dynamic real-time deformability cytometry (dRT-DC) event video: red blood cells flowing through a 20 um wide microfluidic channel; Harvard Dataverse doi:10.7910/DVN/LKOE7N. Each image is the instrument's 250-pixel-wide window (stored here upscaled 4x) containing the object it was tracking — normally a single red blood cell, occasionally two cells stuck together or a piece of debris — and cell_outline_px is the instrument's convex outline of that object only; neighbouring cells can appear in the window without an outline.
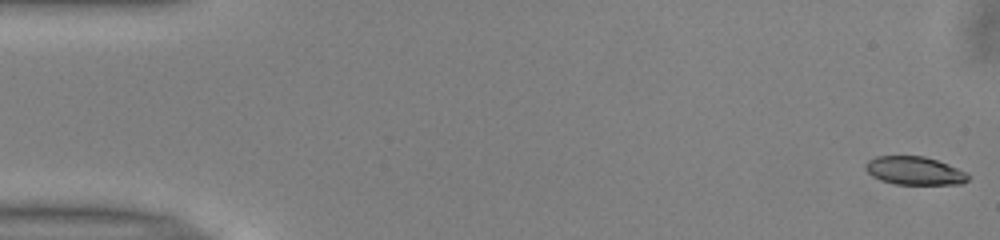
{"species": "common noctule bat (a hibernating species)", "species_latin": "Nyctalus noctula", "temperature_condition": "warm", "stored_images_in_passage": 51, "camera_frame_rate_fps": 3000, "um_per_image_px": 0.085, "animal": {"sex": "male", "body_mass_g": 13.0, "forearm_length_mm": 53.1}, "frame": {"image": 1, "passage_image": 1, "time_ms": 0.0, "image_size_px": [1000, 240], "cell_outline_px": [[968, 180], [960, 184], [896, 184], [880, 180], [872, 176], [864, 168], [868, 160], [876, 156], [924, 156], [948, 164], [968, 172]], "centroid_in_image_um": [77.73, 14.51], "position_along_channel_um": 7.3, "area_um2": 16.88}}
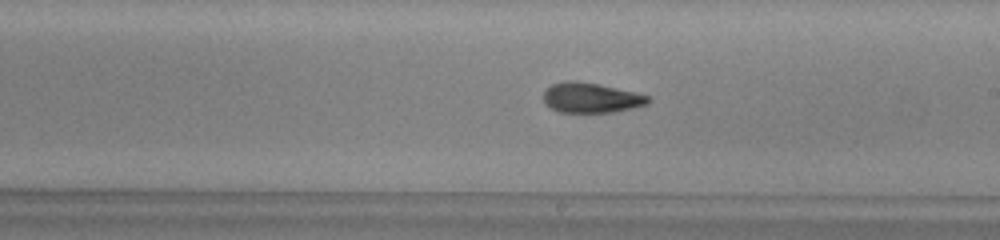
{"frame": {"image": 2, "passage_image": 29, "time_ms": 9.333, "image_size_px": [1000, 240], "cell_outline_px": [[652, 100], [648, 104], [632, 108], [612, 112], [560, 112], [552, 108], [544, 100], [544, 92], [552, 84], [564, 80], [576, 80], [600, 84], [648, 96]], "centroid_in_image_um": [50.24, 8.3], "position_along_channel_um": 238.8, "area_um2": 18.15}}
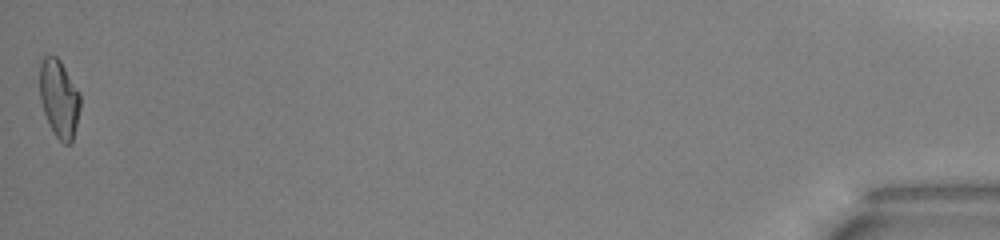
{"frame": {"image": 3, "passage_image": 51, "time_ms": 16.667, "image_size_px": [1000, 240], "cell_outline_px": [[80, 108], [72, 144], [64, 144], [52, 132], [48, 124], [40, 100], [40, 64], [44, 56], [56, 56], [60, 60], [80, 92]], "centroid_in_image_um": [5.03, 8.4], "position_along_channel_um": 430.2, "area_um2": 18.5}, "authors_computed_cell_mechanics": {"area_um2": 18.3804, "velocity_mm_per_s": 4.0226, "shape_relaxation_time_tau1_ms": 7.1818, "shape_relaxation_time_tau2_ms": 1.3045, "deformation_change_tau1": 0.2272, "deformation_change_tau2": 0.077}}